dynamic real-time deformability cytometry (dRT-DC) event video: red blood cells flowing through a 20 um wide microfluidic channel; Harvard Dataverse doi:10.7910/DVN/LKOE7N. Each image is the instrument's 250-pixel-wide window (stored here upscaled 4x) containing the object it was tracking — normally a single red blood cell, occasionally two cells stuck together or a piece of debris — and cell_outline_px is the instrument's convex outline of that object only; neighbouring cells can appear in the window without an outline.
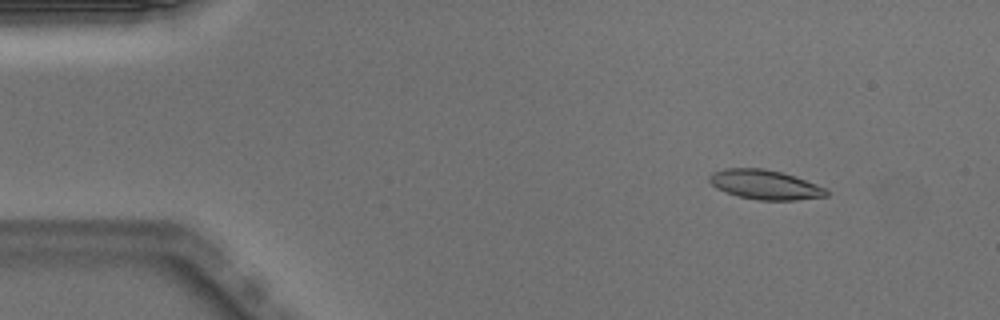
{"species": "Egyptian fruit bat (a non-hibernating species)", "species_latin": "Rousettus aegyptiacus", "temperature_condition": "warm", "stored_images_in_passage": 50, "camera_frame_rate_fps": 3000, "um_per_image_px": 0.085, "animal": {"sex": "male"}, "frame": {"image": 1, "passage_image": 6, "time_ms": 1.667, "image_size_px": [1000, 320], "cell_outline_px": [[828, 196], [796, 200], [760, 200], [736, 196], [724, 192], [716, 188], [708, 180], [708, 176], [712, 172], [724, 168], [764, 168], [780, 172], [816, 184], [824, 188], [828, 192]], "centroid_in_image_um": [64.96, 15.7], "position_along_channel_um": 20.0, "area_um2": 20.06}}
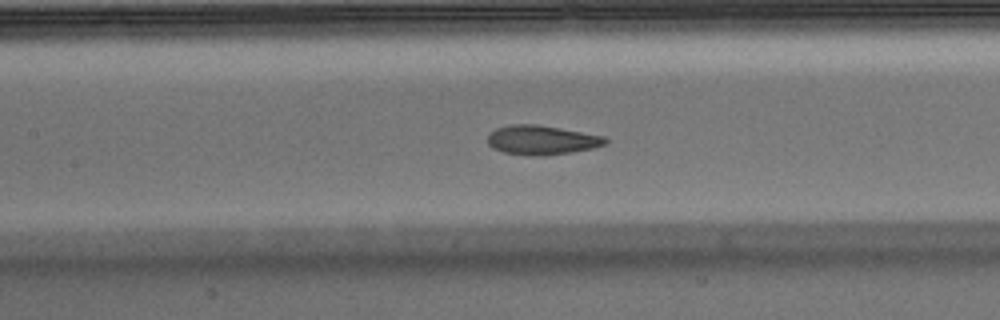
{"frame": {"image": 2, "passage_image": 23, "time_ms": 7.333, "image_size_px": [1000, 320], "cell_outline_px": [[608, 144], [592, 148], [572, 152], [544, 156], [532, 156], [504, 152], [492, 148], [488, 144], [488, 132], [496, 128], [512, 124], [536, 124], [560, 128], [604, 136], [608, 140]], "centroid_in_image_um": [46.03, 11.9], "position_along_channel_um": 161.4, "area_um2": 20.23}}
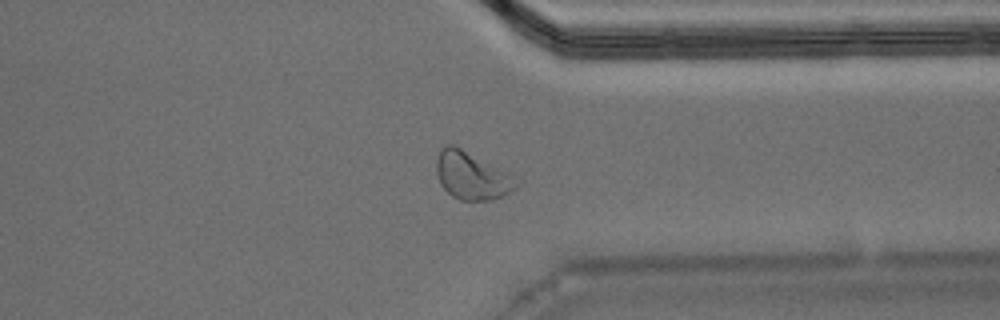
{"frame": {"image": 3, "passage_image": 39, "time_ms": 12.667, "image_size_px": [1000, 320], "cell_outline_px": [[520, 184], [508, 192], [492, 200], [460, 200], [452, 196], [440, 184], [436, 172], [436, 160], [440, 148], [444, 144], [452, 144], [512, 172], [520, 176]], "centroid_in_image_um": [40.14, 14.91], "position_along_channel_um": 371.3, "area_um2": 22.72}, "authors_computed_cell_mechanics": {"area_um2": 20.1722, "velocity_mm_per_s": 3.9703, "shape_relaxation_time_tau1_ms": 4.6255, "shape_relaxation_time_tau2_ms": 1.5089, "deformation_change_tau1": 0.1913, "deformation_change_tau2": 0.0717}}